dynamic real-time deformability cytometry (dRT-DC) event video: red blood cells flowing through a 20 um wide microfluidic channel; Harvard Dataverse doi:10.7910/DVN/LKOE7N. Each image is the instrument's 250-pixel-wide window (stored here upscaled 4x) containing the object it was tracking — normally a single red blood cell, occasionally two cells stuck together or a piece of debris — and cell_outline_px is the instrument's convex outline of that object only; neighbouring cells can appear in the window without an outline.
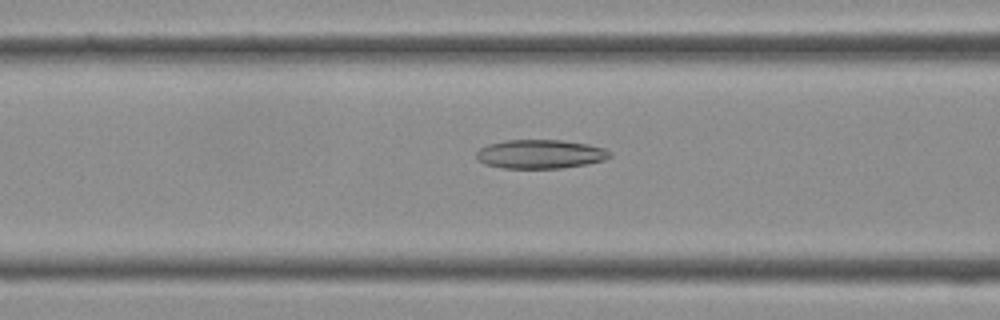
{"species": "Egyptian fruit bat (a non-hibernating species)", "species_latin": "Rousettus aegyptiacus", "temperature_condition": "cold", "stored_images_in_passage": 32, "camera_frame_rate_fps": 3000, "um_per_image_px": 0.085, "frame": {"image": 1, "passage_image": 8, "time_ms": 2.333, "image_size_px": [1000, 320], "cell_outline_px": [[612, 156], [604, 160], [588, 164], [560, 168], [500, 168], [484, 164], [476, 160], [476, 152], [480, 148], [488, 144], [504, 140], [560, 140], [588, 144], [604, 148], [612, 152]], "centroid_in_image_um": [45.91, 13.1], "position_along_channel_um": 120.7, "area_um2": 22.72}}
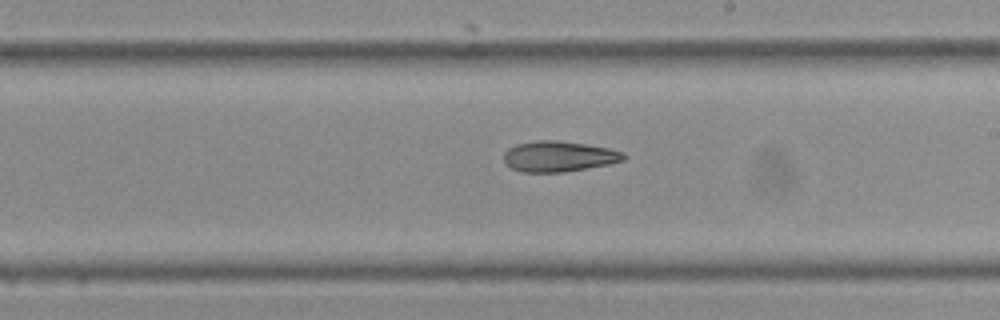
{"frame": {"image": 2, "passage_image": 15, "time_ms": 4.667, "image_size_px": [1000, 320], "cell_outline_px": [[628, 156], [624, 160], [608, 164], [564, 172], [520, 172], [504, 164], [504, 152], [508, 148], [516, 144], [536, 140], [556, 140], [584, 144], [608, 148], [624, 152]], "centroid_in_image_um": [47.47, 13.29], "position_along_channel_um": 241.5, "area_um2": 21.44}}
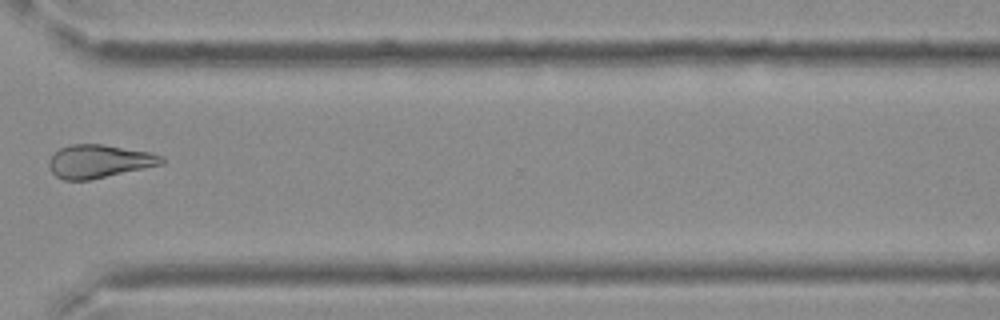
{"frame": {"image": 3, "passage_image": 22, "time_ms": 7.0, "image_size_px": [1000, 320], "cell_outline_px": [[164, 164], [92, 180], [64, 180], [56, 176], [52, 172], [48, 164], [48, 160], [60, 148], [72, 144], [104, 144], [152, 152], [164, 156]], "centroid_in_image_um": [8.47, 13.71], "position_along_channel_um": 362.1, "area_um2": 22.08}}